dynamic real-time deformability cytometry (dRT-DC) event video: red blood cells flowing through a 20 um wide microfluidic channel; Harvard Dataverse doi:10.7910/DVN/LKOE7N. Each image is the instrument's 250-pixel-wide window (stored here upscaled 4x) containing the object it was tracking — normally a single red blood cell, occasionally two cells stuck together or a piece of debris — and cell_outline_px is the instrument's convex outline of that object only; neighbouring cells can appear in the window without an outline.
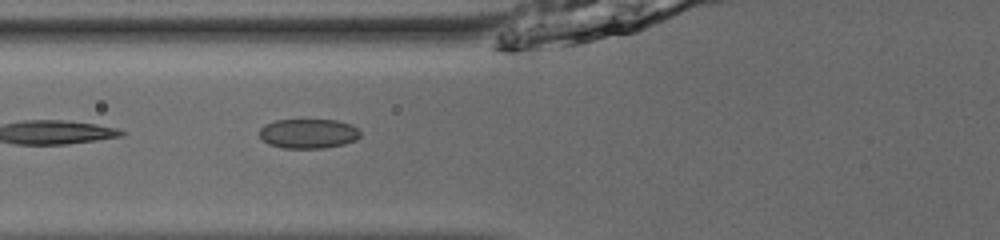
{"species": "common noctule bat (a hibernating species)", "species_latin": "Nyctalus noctula", "temperature_condition": "room temperature", "stored_images_in_passage": 25, "camera_frame_rate_fps": 3000, "um_per_image_px": 0.085, "animal": {"sex": "male", "body_mass_g": 13.0, "forearm_length_mm": 53.1}, "frame": {"image": 1, "passage_image": 8, "time_ms": 2.333, "image_size_px": [1000, 240], "cell_outline_px": [[360, 136], [356, 140], [344, 144], [324, 148], [284, 148], [268, 144], [260, 136], [260, 128], [264, 124], [276, 120], [336, 120], [352, 124], [360, 132]], "centroid_in_image_um": [26.22, 11.35], "position_along_channel_um": 99.6, "area_um2": 17.4}}